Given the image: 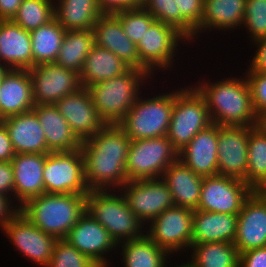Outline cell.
<instances>
[{
  "mask_svg": "<svg viewBox=\"0 0 266 267\" xmlns=\"http://www.w3.org/2000/svg\"><path fill=\"white\" fill-rule=\"evenodd\" d=\"M131 139L118 124H106L84 140L85 179L89 190H120L127 183L126 162Z\"/></svg>",
  "mask_w": 266,
  "mask_h": 267,
  "instance_id": "cell-1",
  "label": "cell"
},
{
  "mask_svg": "<svg viewBox=\"0 0 266 267\" xmlns=\"http://www.w3.org/2000/svg\"><path fill=\"white\" fill-rule=\"evenodd\" d=\"M231 71L232 74L228 71L226 77L222 72L221 74L218 72L216 75L218 78L214 77V80L212 74L209 78L210 71L203 77L201 74L198 76L195 73L197 78L193 80L194 82L188 80L203 96L213 124L255 127L257 115L252 105L251 93L245 74L242 69L240 71L235 69L237 71L236 75L233 69Z\"/></svg>",
  "mask_w": 266,
  "mask_h": 267,
  "instance_id": "cell-2",
  "label": "cell"
},
{
  "mask_svg": "<svg viewBox=\"0 0 266 267\" xmlns=\"http://www.w3.org/2000/svg\"><path fill=\"white\" fill-rule=\"evenodd\" d=\"M136 45L139 56V69L146 70L157 80H159L161 76L158 74H163L164 77L162 76L161 78H165L164 81L161 83L163 79H160L158 83L162 85H164V82L167 83L173 80L169 77L171 74L176 75V73L179 72L176 66H178L179 69V61L186 58L183 57L181 59L179 55L183 56L184 52L187 53L186 51L193 52L189 40L181 32L175 27L158 20H155L151 24ZM185 47H187V49L190 47V50H187ZM167 74L168 76L165 77ZM167 77L169 81L166 80Z\"/></svg>",
  "mask_w": 266,
  "mask_h": 267,
  "instance_id": "cell-3",
  "label": "cell"
},
{
  "mask_svg": "<svg viewBox=\"0 0 266 267\" xmlns=\"http://www.w3.org/2000/svg\"><path fill=\"white\" fill-rule=\"evenodd\" d=\"M158 82L155 79L150 83L149 88L147 87L140 94L135 104L118 123L131 141L167 135L174 105L175 83L172 87L165 84L167 89L164 87L161 89L157 86ZM157 87L160 89L158 90Z\"/></svg>",
  "mask_w": 266,
  "mask_h": 267,
  "instance_id": "cell-4",
  "label": "cell"
},
{
  "mask_svg": "<svg viewBox=\"0 0 266 267\" xmlns=\"http://www.w3.org/2000/svg\"><path fill=\"white\" fill-rule=\"evenodd\" d=\"M154 80L146 70L129 68L118 77L92 84L86 88L98 116L104 123L118 124L146 89L145 87H149Z\"/></svg>",
  "mask_w": 266,
  "mask_h": 267,
  "instance_id": "cell-5",
  "label": "cell"
},
{
  "mask_svg": "<svg viewBox=\"0 0 266 267\" xmlns=\"http://www.w3.org/2000/svg\"><path fill=\"white\" fill-rule=\"evenodd\" d=\"M87 194H41L19 208L36 227L57 239H65L86 212Z\"/></svg>",
  "mask_w": 266,
  "mask_h": 267,
  "instance_id": "cell-6",
  "label": "cell"
},
{
  "mask_svg": "<svg viewBox=\"0 0 266 267\" xmlns=\"http://www.w3.org/2000/svg\"><path fill=\"white\" fill-rule=\"evenodd\" d=\"M86 211L117 244L146 235V224L131 211L120 190H90L86 195Z\"/></svg>",
  "mask_w": 266,
  "mask_h": 267,
  "instance_id": "cell-7",
  "label": "cell"
},
{
  "mask_svg": "<svg viewBox=\"0 0 266 267\" xmlns=\"http://www.w3.org/2000/svg\"><path fill=\"white\" fill-rule=\"evenodd\" d=\"M181 78L182 76L179 78V84L176 83L174 87V105L166 135L177 152L199 131L213 124L203 96L190 82L186 83L185 79L182 81Z\"/></svg>",
  "mask_w": 266,
  "mask_h": 267,
  "instance_id": "cell-8",
  "label": "cell"
},
{
  "mask_svg": "<svg viewBox=\"0 0 266 267\" xmlns=\"http://www.w3.org/2000/svg\"><path fill=\"white\" fill-rule=\"evenodd\" d=\"M178 159V152L166 136L131 141L126 162L127 181L161 178Z\"/></svg>",
  "mask_w": 266,
  "mask_h": 267,
  "instance_id": "cell-9",
  "label": "cell"
},
{
  "mask_svg": "<svg viewBox=\"0 0 266 267\" xmlns=\"http://www.w3.org/2000/svg\"><path fill=\"white\" fill-rule=\"evenodd\" d=\"M193 212L179 206L166 209L146 225V235L173 258L185 257L191 248Z\"/></svg>",
  "mask_w": 266,
  "mask_h": 267,
  "instance_id": "cell-10",
  "label": "cell"
},
{
  "mask_svg": "<svg viewBox=\"0 0 266 267\" xmlns=\"http://www.w3.org/2000/svg\"><path fill=\"white\" fill-rule=\"evenodd\" d=\"M3 236L21 255L36 267H47L52 257L57 238L45 234L22 212L18 211L0 230ZM15 248V249H14Z\"/></svg>",
  "mask_w": 266,
  "mask_h": 267,
  "instance_id": "cell-11",
  "label": "cell"
},
{
  "mask_svg": "<svg viewBox=\"0 0 266 267\" xmlns=\"http://www.w3.org/2000/svg\"><path fill=\"white\" fill-rule=\"evenodd\" d=\"M43 181L47 194H87L90 190L81 149L46 154Z\"/></svg>",
  "mask_w": 266,
  "mask_h": 267,
  "instance_id": "cell-12",
  "label": "cell"
},
{
  "mask_svg": "<svg viewBox=\"0 0 266 267\" xmlns=\"http://www.w3.org/2000/svg\"><path fill=\"white\" fill-rule=\"evenodd\" d=\"M65 239L99 267H115L118 244L87 211L78 219Z\"/></svg>",
  "mask_w": 266,
  "mask_h": 267,
  "instance_id": "cell-13",
  "label": "cell"
},
{
  "mask_svg": "<svg viewBox=\"0 0 266 267\" xmlns=\"http://www.w3.org/2000/svg\"><path fill=\"white\" fill-rule=\"evenodd\" d=\"M253 189L243 180L230 176H206L202 180L196 210L238 215Z\"/></svg>",
  "mask_w": 266,
  "mask_h": 267,
  "instance_id": "cell-14",
  "label": "cell"
},
{
  "mask_svg": "<svg viewBox=\"0 0 266 267\" xmlns=\"http://www.w3.org/2000/svg\"><path fill=\"white\" fill-rule=\"evenodd\" d=\"M120 191L131 211L146 225L166 209L175 206L169 187L162 178L128 181Z\"/></svg>",
  "mask_w": 266,
  "mask_h": 267,
  "instance_id": "cell-15",
  "label": "cell"
},
{
  "mask_svg": "<svg viewBox=\"0 0 266 267\" xmlns=\"http://www.w3.org/2000/svg\"><path fill=\"white\" fill-rule=\"evenodd\" d=\"M35 105H54L58 100L83 88L81 77L56 63L39 64L30 68Z\"/></svg>",
  "mask_w": 266,
  "mask_h": 267,
  "instance_id": "cell-16",
  "label": "cell"
},
{
  "mask_svg": "<svg viewBox=\"0 0 266 267\" xmlns=\"http://www.w3.org/2000/svg\"><path fill=\"white\" fill-rule=\"evenodd\" d=\"M246 0H204L200 24L194 29V44L199 48L205 34V39L215 41L208 34L230 35L241 31L245 16ZM213 32V33H212ZM225 32V33H224ZM207 35L209 37H207ZM201 40V41H200ZM196 42V43H195ZM199 46V47H198Z\"/></svg>",
  "mask_w": 266,
  "mask_h": 267,
  "instance_id": "cell-17",
  "label": "cell"
},
{
  "mask_svg": "<svg viewBox=\"0 0 266 267\" xmlns=\"http://www.w3.org/2000/svg\"><path fill=\"white\" fill-rule=\"evenodd\" d=\"M253 128L218 125V175L246 183L249 132Z\"/></svg>",
  "mask_w": 266,
  "mask_h": 267,
  "instance_id": "cell-18",
  "label": "cell"
},
{
  "mask_svg": "<svg viewBox=\"0 0 266 267\" xmlns=\"http://www.w3.org/2000/svg\"><path fill=\"white\" fill-rule=\"evenodd\" d=\"M54 105L81 142L94 136L106 125L98 116V112L86 87L66 95Z\"/></svg>",
  "mask_w": 266,
  "mask_h": 267,
  "instance_id": "cell-19",
  "label": "cell"
},
{
  "mask_svg": "<svg viewBox=\"0 0 266 267\" xmlns=\"http://www.w3.org/2000/svg\"><path fill=\"white\" fill-rule=\"evenodd\" d=\"M46 154H15L11 164L14 173L13 203L20 208L31 198L45 193L43 169Z\"/></svg>",
  "mask_w": 266,
  "mask_h": 267,
  "instance_id": "cell-20",
  "label": "cell"
},
{
  "mask_svg": "<svg viewBox=\"0 0 266 267\" xmlns=\"http://www.w3.org/2000/svg\"><path fill=\"white\" fill-rule=\"evenodd\" d=\"M178 159L196 174L203 177L218 174V125L211 124L199 131L178 152Z\"/></svg>",
  "mask_w": 266,
  "mask_h": 267,
  "instance_id": "cell-21",
  "label": "cell"
},
{
  "mask_svg": "<svg viewBox=\"0 0 266 267\" xmlns=\"http://www.w3.org/2000/svg\"><path fill=\"white\" fill-rule=\"evenodd\" d=\"M234 245L239 254L266 246V205L254 192L238 214Z\"/></svg>",
  "mask_w": 266,
  "mask_h": 267,
  "instance_id": "cell-22",
  "label": "cell"
},
{
  "mask_svg": "<svg viewBox=\"0 0 266 267\" xmlns=\"http://www.w3.org/2000/svg\"><path fill=\"white\" fill-rule=\"evenodd\" d=\"M5 125L16 154H49L44 130L33 110L7 117Z\"/></svg>",
  "mask_w": 266,
  "mask_h": 267,
  "instance_id": "cell-23",
  "label": "cell"
},
{
  "mask_svg": "<svg viewBox=\"0 0 266 267\" xmlns=\"http://www.w3.org/2000/svg\"><path fill=\"white\" fill-rule=\"evenodd\" d=\"M34 105L29 71L10 69L0 82V121L28 112Z\"/></svg>",
  "mask_w": 266,
  "mask_h": 267,
  "instance_id": "cell-24",
  "label": "cell"
},
{
  "mask_svg": "<svg viewBox=\"0 0 266 267\" xmlns=\"http://www.w3.org/2000/svg\"><path fill=\"white\" fill-rule=\"evenodd\" d=\"M97 46L112 51L130 68L139 69L137 45L124 33L120 20L114 14H103L93 26Z\"/></svg>",
  "mask_w": 266,
  "mask_h": 267,
  "instance_id": "cell-25",
  "label": "cell"
},
{
  "mask_svg": "<svg viewBox=\"0 0 266 267\" xmlns=\"http://www.w3.org/2000/svg\"><path fill=\"white\" fill-rule=\"evenodd\" d=\"M0 63L17 70L33 67L30 32L12 20H0Z\"/></svg>",
  "mask_w": 266,
  "mask_h": 267,
  "instance_id": "cell-26",
  "label": "cell"
},
{
  "mask_svg": "<svg viewBox=\"0 0 266 267\" xmlns=\"http://www.w3.org/2000/svg\"><path fill=\"white\" fill-rule=\"evenodd\" d=\"M32 110L44 130L50 152H70L81 148L82 142L55 105H34Z\"/></svg>",
  "mask_w": 266,
  "mask_h": 267,
  "instance_id": "cell-27",
  "label": "cell"
},
{
  "mask_svg": "<svg viewBox=\"0 0 266 267\" xmlns=\"http://www.w3.org/2000/svg\"><path fill=\"white\" fill-rule=\"evenodd\" d=\"M238 215L194 210L191 244L234 243Z\"/></svg>",
  "mask_w": 266,
  "mask_h": 267,
  "instance_id": "cell-28",
  "label": "cell"
},
{
  "mask_svg": "<svg viewBox=\"0 0 266 267\" xmlns=\"http://www.w3.org/2000/svg\"><path fill=\"white\" fill-rule=\"evenodd\" d=\"M161 178L169 187L175 206L197 209L203 176L196 174L177 159Z\"/></svg>",
  "mask_w": 266,
  "mask_h": 267,
  "instance_id": "cell-29",
  "label": "cell"
},
{
  "mask_svg": "<svg viewBox=\"0 0 266 267\" xmlns=\"http://www.w3.org/2000/svg\"><path fill=\"white\" fill-rule=\"evenodd\" d=\"M172 258L165 249L145 235L119 243L115 259L116 263H120L118 267H168Z\"/></svg>",
  "mask_w": 266,
  "mask_h": 267,
  "instance_id": "cell-30",
  "label": "cell"
},
{
  "mask_svg": "<svg viewBox=\"0 0 266 267\" xmlns=\"http://www.w3.org/2000/svg\"><path fill=\"white\" fill-rule=\"evenodd\" d=\"M129 68L112 51L94 44L85 58L83 69L80 72L81 84L83 87H88L92 84L118 77Z\"/></svg>",
  "mask_w": 266,
  "mask_h": 267,
  "instance_id": "cell-31",
  "label": "cell"
},
{
  "mask_svg": "<svg viewBox=\"0 0 266 267\" xmlns=\"http://www.w3.org/2000/svg\"><path fill=\"white\" fill-rule=\"evenodd\" d=\"M54 13L66 31L92 30L103 15L98 0H56Z\"/></svg>",
  "mask_w": 266,
  "mask_h": 267,
  "instance_id": "cell-32",
  "label": "cell"
},
{
  "mask_svg": "<svg viewBox=\"0 0 266 267\" xmlns=\"http://www.w3.org/2000/svg\"><path fill=\"white\" fill-rule=\"evenodd\" d=\"M239 252L231 242L191 244L184 257L193 267H239Z\"/></svg>",
  "mask_w": 266,
  "mask_h": 267,
  "instance_id": "cell-33",
  "label": "cell"
},
{
  "mask_svg": "<svg viewBox=\"0 0 266 267\" xmlns=\"http://www.w3.org/2000/svg\"><path fill=\"white\" fill-rule=\"evenodd\" d=\"M94 44L93 30L66 31L55 63L80 74Z\"/></svg>",
  "mask_w": 266,
  "mask_h": 267,
  "instance_id": "cell-34",
  "label": "cell"
},
{
  "mask_svg": "<svg viewBox=\"0 0 266 267\" xmlns=\"http://www.w3.org/2000/svg\"><path fill=\"white\" fill-rule=\"evenodd\" d=\"M65 32L66 30L55 18L30 32L33 67L55 63Z\"/></svg>",
  "mask_w": 266,
  "mask_h": 267,
  "instance_id": "cell-35",
  "label": "cell"
},
{
  "mask_svg": "<svg viewBox=\"0 0 266 267\" xmlns=\"http://www.w3.org/2000/svg\"><path fill=\"white\" fill-rule=\"evenodd\" d=\"M266 182V133L257 126L249 132L246 184L254 189Z\"/></svg>",
  "mask_w": 266,
  "mask_h": 267,
  "instance_id": "cell-36",
  "label": "cell"
},
{
  "mask_svg": "<svg viewBox=\"0 0 266 267\" xmlns=\"http://www.w3.org/2000/svg\"><path fill=\"white\" fill-rule=\"evenodd\" d=\"M54 18L53 0H22L12 21L31 32Z\"/></svg>",
  "mask_w": 266,
  "mask_h": 267,
  "instance_id": "cell-37",
  "label": "cell"
},
{
  "mask_svg": "<svg viewBox=\"0 0 266 267\" xmlns=\"http://www.w3.org/2000/svg\"><path fill=\"white\" fill-rule=\"evenodd\" d=\"M148 11L156 20L175 27L194 45V27L181 15L176 12L175 0H146L142 7ZM194 46V47H193Z\"/></svg>",
  "mask_w": 266,
  "mask_h": 267,
  "instance_id": "cell-38",
  "label": "cell"
},
{
  "mask_svg": "<svg viewBox=\"0 0 266 267\" xmlns=\"http://www.w3.org/2000/svg\"><path fill=\"white\" fill-rule=\"evenodd\" d=\"M241 30L246 33L247 46L266 38V0H246Z\"/></svg>",
  "mask_w": 266,
  "mask_h": 267,
  "instance_id": "cell-39",
  "label": "cell"
},
{
  "mask_svg": "<svg viewBox=\"0 0 266 267\" xmlns=\"http://www.w3.org/2000/svg\"><path fill=\"white\" fill-rule=\"evenodd\" d=\"M114 15L120 20L124 33L135 44L140 41L145 31L156 20L142 7L121 11Z\"/></svg>",
  "mask_w": 266,
  "mask_h": 267,
  "instance_id": "cell-40",
  "label": "cell"
},
{
  "mask_svg": "<svg viewBox=\"0 0 266 267\" xmlns=\"http://www.w3.org/2000/svg\"><path fill=\"white\" fill-rule=\"evenodd\" d=\"M47 267H99L66 239H58Z\"/></svg>",
  "mask_w": 266,
  "mask_h": 267,
  "instance_id": "cell-41",
  "label": "cell"
},
{
  "mask_svg": "<svg viewBox=\"0 0 266 267\" xmlns=\"http://www.w3.org/2000/svg\"><path fill=\"white\" fill-rule=\"evenodd\" d=\"M256 115L266 112V73H244Z\"/></svg>",
  "mask_w": 266,
  "mask_h": 267,
  "instance_id": "cell-42",
  "label": "cell"
},
{
  "mask_svg": "<svg viewBox=\"0 0 266 267\" xmlns=\"http://www.w3.org/2000/svg\"><path fill=\"white\" fill-rule=\"evenodd\" d=\"M251 48V56L244 62V73H266V38L253 42L249 45ZM253 46V47H252ZM254 48V49H252ZM249 62V63H248ZM250 64V65H249Z\"/></svg>",
  "mask_w": 266,
  "mask_h": 267,
  "instance_id": "cell-43",
  "label": "cell"
},
{
  "mask_svg": "<svg viewBox=\"0 0 266 267\" xmlns=\"http://www.w3.org/2000/svg\"><path fill=\"white\" fill-rule=\"evenodd\" d=\"M203 1L204 0H175L176 12H181V15L196 28L202 20Z\"/></svg>",
  "mask_w": 266,
  "mask_h": 267,
  "instance_id": "cell-44",
  "label": "cell"
},
{
  "mask_svg": "<svg viewBox=\"0 0 266 267\" xmlns=\"http://www.w3.org/2000/svg\"><path fill=\"white\" fill-rule=\"evenodd\" d=\"M239 267H266V246L240 253Z\"/></svg>",
  "mask_w": 266,
  "mask_h": 267,
  "instance_id": "cell-45",
  "label": "cell"
},
{
  "mask_svg": "<svg viewBox=\"0 0 266 267\" xmlns=\"http://www.w3.org/2000/svg\"><path fill=\"white\" fill-rule=\"evenodd\" d=\"M14 173L11 162H0V194L13 201Z\"/></svg>",
  "mask_w": 266,
  "mask_h": 267,
  "instance_id": "cell-46",
  "label": "cell"
},
{
  "mask_svg": "<svg viewBox=\"0 0 266 267\" xmlns=\"http://www.w3.org/2000/svg\"><path fill=\"white\" fill-rule=\"evenodd\" d=\"M15 154L8 131L0 121V162H11Z\"/></svg>",
  "mask_w": 266,
  "mask_h": 267,
  "instance_id": "cell-47",
  "label": "cell"
},
{
  "mask_svg": "<svg viewBox=\"0 0 266 267\" xmlns=\"http://www.w3.org/2000/svg\"><path fill=\"white\" fill-rule=\"evenodd\" d=\"M103 14H116L137 8L130 0H98Z\"/></svg>",
  "mask_w": 266,
  "mask_h": 267,
  "instance_id": "cell-48",
  "label": "cell"
},
{
  "mask_svg": "<svg viewBox=\"0 0 266 267\" xmlns=\"http://www.w3.org/2000/svg\"><path fill=\"white\" fill-rule=\"evenodd\" d=\"M18 211L19 208L9 197L0 194V230Z\"/></svg>",
  "mask_w": 266,
  "mask_h": 267,
  "instance_id": "cell-49",
  "label": "cell"
},
{
  "mask_svg": "<svg viewBox=\"0 0 266 267\" xmlns=\"http://www.w3.org/2000/svg\"><path fill=\"white\" fill-rule=\"evenodd\" d=\"M22 0H0V20H12Z\"/></svg>",
  "mask_w": 266,
  "mask_h": 267,
  "instance_id": "cell-50",
  "label": "cell"
},
{
  "mask_svg": "<svg viewBox=\"0 0 266 267\" xmlns=\"http://www.w3.org/2000/svg\"><path fill=\"white\" fill-rule=\"evenodd\" d=\"M253 192L262 200V202L266 205V182L258 184Z\"/></svg>",
  "mask_w": 266,
  "mask_h": 267,
  "instance_id": "cell-51",
  "label": "cell"
},
{
  "mask_svg": "<svg viewBox=\"0 0 266 267\" xmlns=\"http://www.w3.org/2000/svg\"><path fill=\"white\" fill-rule=\"evenodd\" d=\"M256 126L263 132L266 133V112L261 113L257 116Z\"/></svg>",
  "mask_w": 266,
  "mask_h": 267,
  "instance_id": "cell-52",
  "label": "cell"
},
{
  "mask_svg": "<svg viewBox=\"0 0 266 267\" xmlns=\"http://www.w3.org/2000/svg\"><path fill=\"white\" fill-rule=\"evenodd\" d=\"M179 259L180 258H174L173 259V261L171 260L170 261V263H169V265H168V267H193L190 263H189V261L187 260V261H185V258L183 257L182 258V260L180 259V261H179ZM177 260L179 261V262H177ZM175 261V262H174ZM174 262V263H173ZM174 264V265H173ZM179 264V265H178Z\"/></svg>",
  "mask_w": 266,
  "mask_h": 267,
  "instance_id": "cell-53",
  "label": "cell"
},
{
  "mask_svg": "<svg viewBox=\"0 0 266 267\" xmlns=\"http://www.w3.org/2000/svg\"><path fill=\"white\" fill-rule=\"evenodd\" d=\"M9 70L10 69L6 65L0 63V82L2 81L3 77L8 73Z\"/></svg>",
  "mask_w": 266,
  "mask_h": 267,
  "instance_id": "cell-54",
  "label": "cell"
},
{
  "mask_svg": "<svg viewBox=\"0 0 266 267\" xmlns=\"http://www.w3.org/2000/svg\"><path fill=\"white\" fill-rule=\"evenodd\" d=\"M136 7H143L146 0H130Z\"/></svg>",
  "mask_w": 266,
  "mask_h": 267,
  "instance_id": "cell-55",
  "label": "cell"
}]
</instances>
